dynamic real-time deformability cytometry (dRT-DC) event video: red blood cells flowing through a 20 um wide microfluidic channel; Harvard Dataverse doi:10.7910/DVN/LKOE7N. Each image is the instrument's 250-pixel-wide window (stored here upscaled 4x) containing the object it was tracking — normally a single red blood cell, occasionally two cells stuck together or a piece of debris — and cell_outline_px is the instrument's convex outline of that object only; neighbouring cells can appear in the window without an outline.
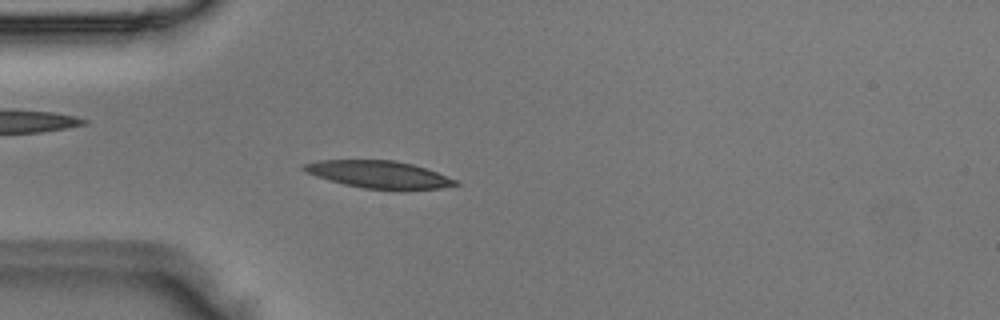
{"species": "Egyptian fruit bat (a non-hibernating species)", "species_latin": "Rousettus aegyptiacus", "temperature_condition": "room temperature", "stored_images_in_passage": 48, "camera_frame_rate_fps": 3000, "um_per_image_px": 0.085, "animal": {"sex": "male"}, "frame": {"image": 1, "passage_image": 13, "time_ms": 4.0, "image_size_px": [1000, 320], "cell_outline_px": [[460, 184], [440, 188], [364, 188], [344, 184], [328, 180], [316, 176], [300, 168], [304, 164], [320, 160], [396, 160], [412, 164], [436, 172], [456, 180]], "centroid_in_image_um": [32.15, 14.8], "position_along_channel_um": 52.8, "area_um2": 23.41}}
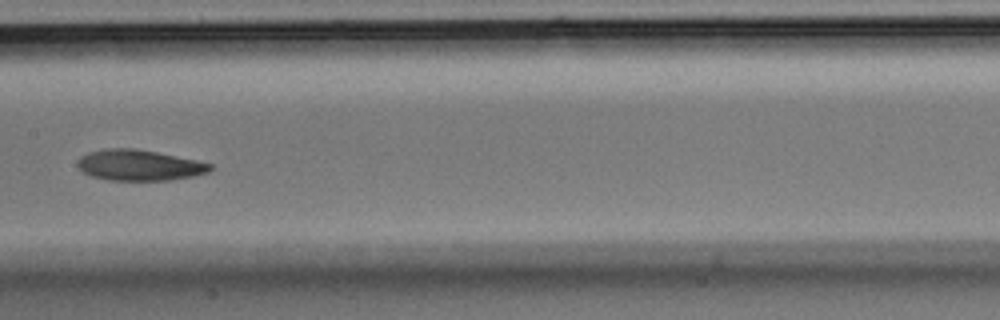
{"frame": {"image": 2, "passage_image": 24, "time_ms": 7.667, "image_size_px": [1000, 320], "cell_outline_px": [[212, 168], [208, 172], [192, 176], [168, 180], [108, 180], [92, 176], [84, 172], [76, 164], [80, 156], [88, 152], [104, 148], [136, 148], [196, 160], [212, 164]], "centroid_in_image_um": [11.8, 14.03], "position_along_channel_um": 195.6, "area_um2": 23.7}}
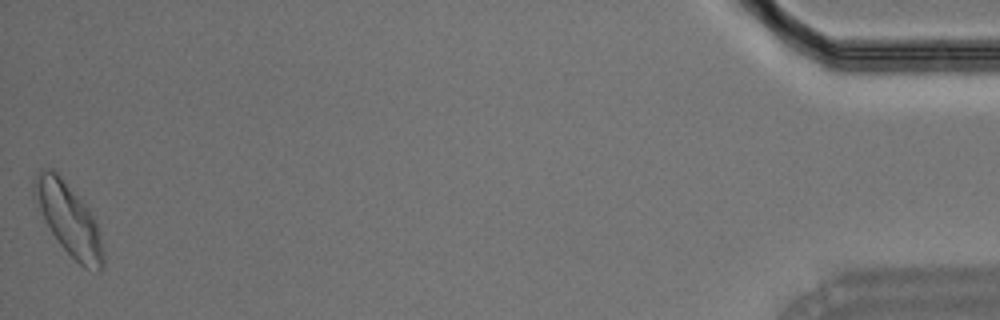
{"frame": {"image": 3, "passage_image": 48, "time_ms": 15.667, "image_size_px": [1000, 320], "cell_outline_px": [[104, 268], [100, 272], [84, 268], [60, 244], [44, 220], [32, 196], [32, 180], [40, 168], [52, 168], [60, 176], [92, 212], [96, 220], [104, 252]], "centroid_in_image_um": [5.83, 18.61], "position_along_channel_um": 429.4, "area_um2": 28.96}}